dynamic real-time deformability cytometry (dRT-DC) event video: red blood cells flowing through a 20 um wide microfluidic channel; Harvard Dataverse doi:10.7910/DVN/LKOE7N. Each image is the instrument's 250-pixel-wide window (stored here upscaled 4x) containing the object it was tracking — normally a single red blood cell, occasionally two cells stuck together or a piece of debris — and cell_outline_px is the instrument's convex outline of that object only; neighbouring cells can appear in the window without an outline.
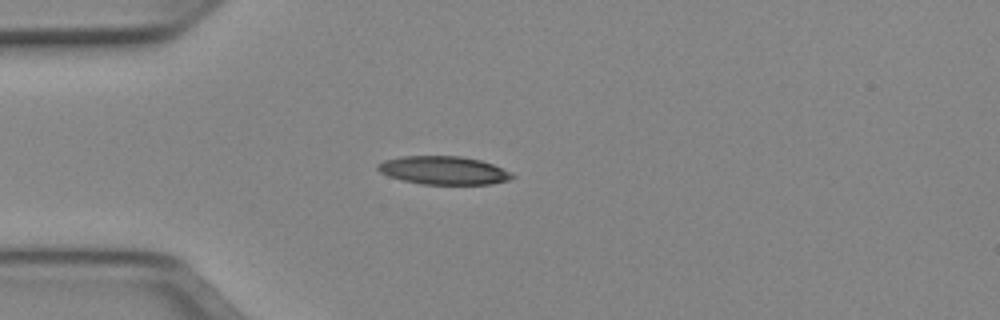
{"species": "Egyptian fruit bat (a non-hibernating species)", "species_latin": "Rousettus aegyptiacus", "temperature_condition": "cold", "stored_images_in_passage": 38, "camera_frame_rate_fps": 3000, "um_per_image_px": 0.085, "animal": {"sex": "female"}, "frame": {"image": 1, "passage_image": 1, "time_ms": 0.0, "image_size_px": [1000, 320], "cell_outline_px": [[516, 176], [508, 180], [492, 184], [420, 184], [388, 176], [380, 172], [376, 168], [376, 164], [384, 160], [400, 156], [460, 156], [480, 160], [492, 164], [512, 172]], "centroid_in_image_um": [37.69, 14.48], "position_along_channel_um": 47.3, "area_um2": 22.2}}
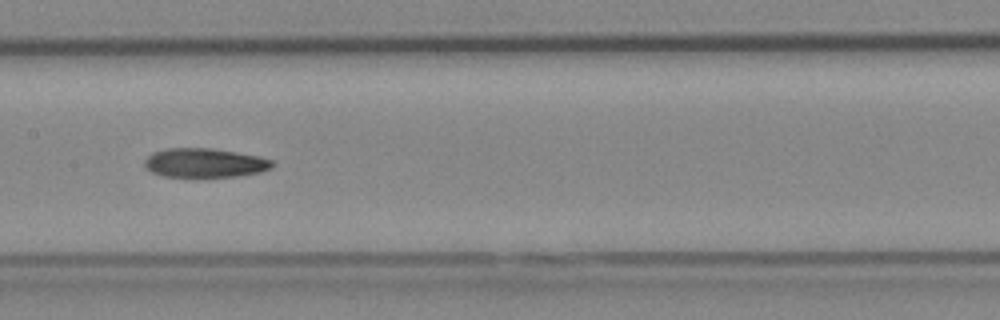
{"frame": {"image": 2, "passage_image": 13, "time_ms": 4.0, "image_size_px": [1000, 320], "cell_outline_px": [[276, 164], [272, 168], [260, 172], [236, 176], [164, 176], [152, 172], [144, 164], [144, 160], [152, 152], [168, 148], [212, 148], [260, 156], [272, 160]], "centroid_in_image_um": [17.44, 13.83], "position_along_channel_um": 190.0, "area_um2": 21.56}}
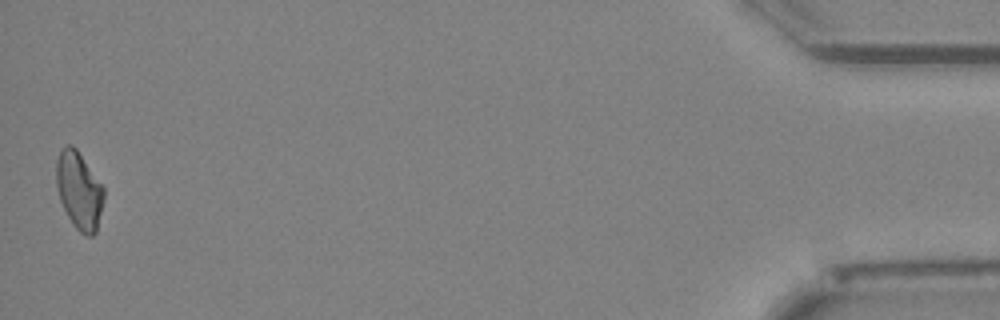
{"frame": {"image": 3, "passage_image": 38, "time_ms": 12.333, "image_size_px": [1000, 320], "cell_outline_px": [[104, 200], [96, 232], [92, 236], [84, 236], [72, 224], [60, 200], [56, 184], [56, 160], [60, 148], [68, 144], [72, 144], [76, 148], [104, 188]], "centroid_in_image_um": [6.71, 16.18], "position_along_channel_um": 428.5, "area_um2": 21.5}}